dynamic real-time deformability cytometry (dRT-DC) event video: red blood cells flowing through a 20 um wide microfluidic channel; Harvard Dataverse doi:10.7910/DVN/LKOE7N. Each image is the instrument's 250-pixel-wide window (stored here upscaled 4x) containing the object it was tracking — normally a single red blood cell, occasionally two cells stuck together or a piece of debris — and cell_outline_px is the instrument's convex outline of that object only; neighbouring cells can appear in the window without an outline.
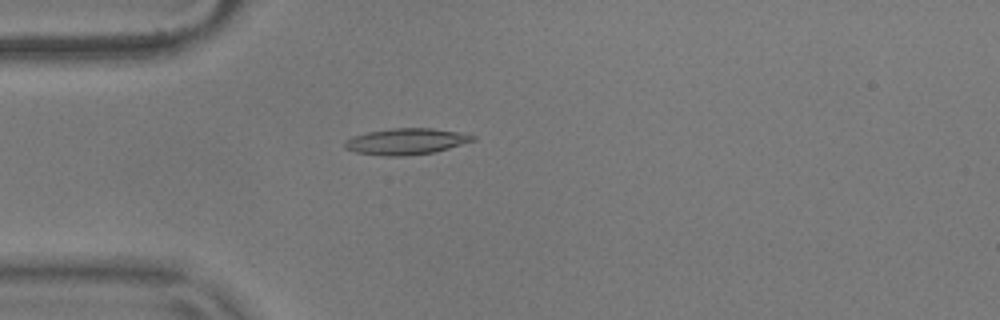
{"species": "common noctule bat (a hibernating species)", "species_latin": "Nyctalus noctula", "temperature_condition": "warm", "stored_images_in_passage": 45, "camera_frame_rate_fps": 3000, "um_per_image_px": 0.085, "animal": {"sex": "male", "body_mass_g": 17.9}, "frame": {"image": 1, "passage_image": 5, "time_ms": 1.333, "image_size_px": [1000, 320], "cell_outline_px": [[476, 140], [448, 148], [432, 152], [408, 156], [384, 156], [356, 152], [344, 148], [344, 144], [352, 136], [368, 132], [392, 128], [432, 128], [456, 132], [476, 136]], "centroid_in_image_um": [34.5, 12.02], "position_along_channel_um": 50.5, "area_um2": 19.36}}
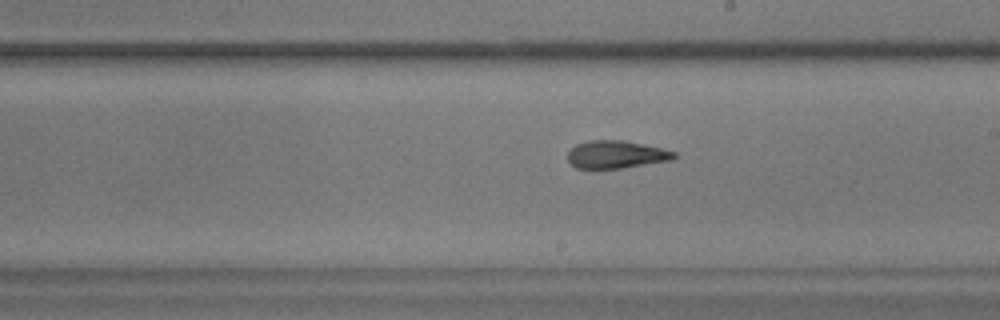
{"frame": {"image": 2, "passage_image": 21, "time_ms": 6.667, "image_size_px": [1000, 320], "cell_outline_px": [[676, 156], [672, 160], [620, 168], [576, 168], [568, 160], [568, 152], [576, 144], [588, 140], [624, 140], [660, 148], [676, 152]], "centroid_in_image_um": [52.36, 13.12], "position_along_channel_um": 236.6, "area_um2": 16.99}}
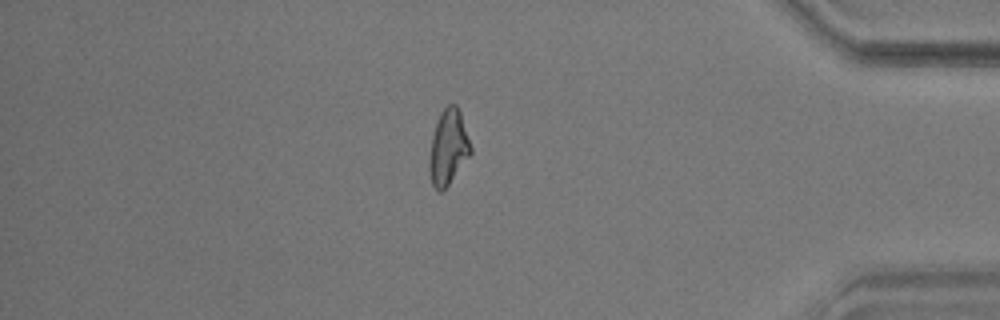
{"frame": {"image": 3, "passage_image": 37, "time_ms": 12.0, "image_size_px": [1000, 320], "cell_outline_px": [[472, 152], [448, 184], [440, 192], [432, 184], [428, 168], [428, 160], [432, 136], [440, 112], [448, 104], [456, 104], [460, 112], [472, 148]], "centroid_in_image_um": [38.09, 12.5], "position_along_channel_um": 397.1, "area_um2": 17.86}, "authors_computed_cell_mechanics": {"area_um2": 17.918, "velocity_mm_per_s": 3.6571, "shape_relaxation_time_tau1_ms": null, "shape_relaxation_time_tau2_ms": 3.0554, "deformation_change_tau1": null, "deformation_change_tau2": 0.122}}